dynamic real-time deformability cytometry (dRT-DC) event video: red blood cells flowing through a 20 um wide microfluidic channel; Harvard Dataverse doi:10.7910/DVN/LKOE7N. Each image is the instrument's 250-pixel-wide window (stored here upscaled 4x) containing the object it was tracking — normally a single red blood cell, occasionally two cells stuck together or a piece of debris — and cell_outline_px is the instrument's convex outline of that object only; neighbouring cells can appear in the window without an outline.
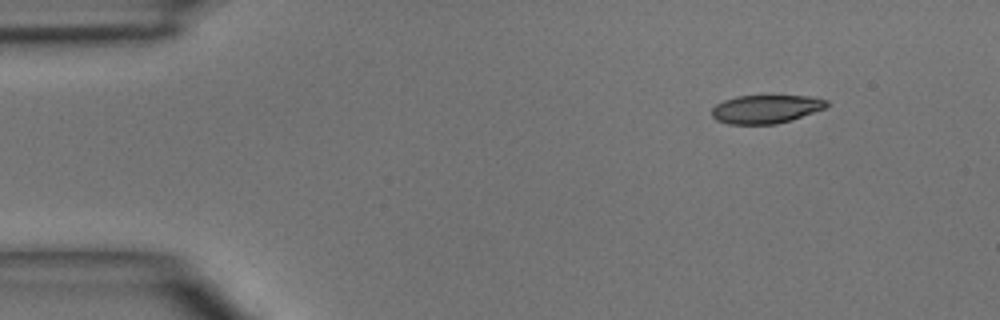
{"species": "common noctule bat (a hibernating species)", "species_latin": "Nyctalus noctula", "temperature_condition": "room temperature", "stored_images_in_passage": 3, "camera_frame_rate_fps": 3000, "um_per_image_px": 0.085, "animal": {"sex": "male", "body_mass_g": 15.6}, "frame": {"image": 1, "passage_image": 1, "time_ms": 0.0, "image_size_px": [1000, 320], "cell_outline_px": [[828, 104], [824, 108], [776, 124], [728, 124], [716, 120], [712, 116], [712, 108], [716, 104], [724, 100], [736, 96], [808, 96], [828, 100]], "centroid_in_image_um": [65.04, 9.27], "position_along_channel_um": 20.0, "area_um2": 18.73}}